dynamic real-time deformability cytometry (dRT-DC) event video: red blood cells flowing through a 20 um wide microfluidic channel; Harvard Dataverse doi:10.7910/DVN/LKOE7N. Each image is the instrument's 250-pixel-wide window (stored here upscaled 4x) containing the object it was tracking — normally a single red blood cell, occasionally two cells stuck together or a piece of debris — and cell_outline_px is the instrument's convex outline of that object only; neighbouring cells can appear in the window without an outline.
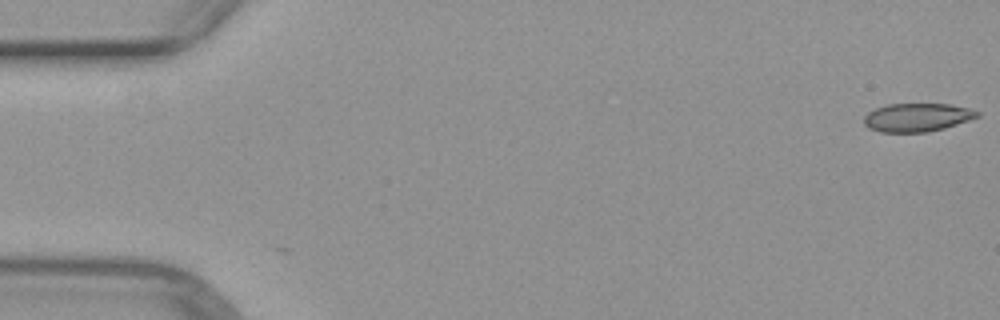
{"species": "common noctule bat (a hibernating species)", "species_latin": "Nyctalus noctula", "temperature_condition": "warm", "stored_images_in_passage": 2, "camera_frame_rate_fps": 3000, "um_per_image_px": 0.085, "animal": {"sex": "female", "body_mass_g": 29.2, "forearm_length_mm": 56.3}, "frame": {"image": 1, "passage_image": 2, "time_ms": 0.333, "image_size_px": [1000, 320], "cell_outline_px": [[980, 116], [944, 128], [928, 132], [880, 132], [868, 128], [864, 124], [864, 116], [868, 112], [876, 108], [888, 104], [952, 104], [968, 108], [980, 112]], "centroid_in_image_um": [77.94, 9.98], "position_along_channel_um": 7.1, "area_um2": 18.73}}